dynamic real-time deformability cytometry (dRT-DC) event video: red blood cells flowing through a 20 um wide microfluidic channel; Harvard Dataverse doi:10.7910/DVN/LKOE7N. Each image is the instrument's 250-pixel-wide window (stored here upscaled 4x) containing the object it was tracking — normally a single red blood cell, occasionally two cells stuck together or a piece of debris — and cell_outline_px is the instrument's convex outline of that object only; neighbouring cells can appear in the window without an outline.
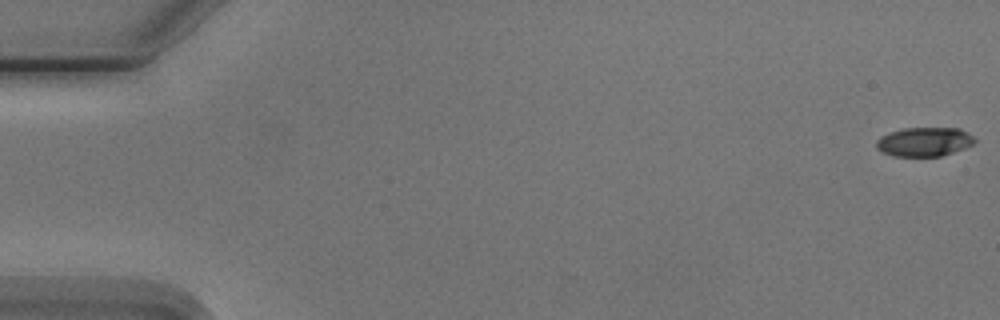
{"species": "Egyptian fruit bat (a non-hibernating species)", "species_latin": "Rousettus aegyptiacus", "temperature_condition": "cold", "stored_images_in_passage": 7, "camera_frame_rate_fps": 3000, "um_per_image_px": 0.085, "animal": {"sex": "male"}, "frame": {"image": 1, "passage_image": 1, "time_ms": 0.0, "image_size_px": [1000, 320], "cell_outline_px": [[976, 140], [972, 144], [964, 148], [940, 156], [892, 156], [876, 148], [876, 140], [880, 136], [888, 132], [904, 128], [960, 128], [972, 136]], "centroid_in_image_um": [78.52, 12.04], "position_along_channel_um": 6.5, "area_um2": 16.59}}
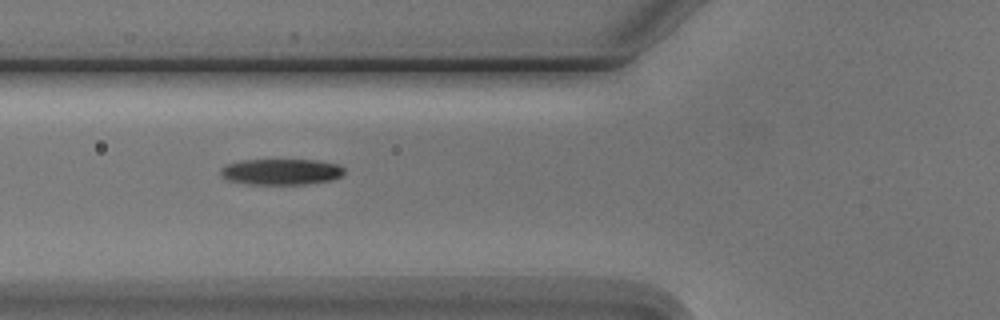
{"frame": {"image": 2, "passage_image": 6, "time_ms": 6.667, "image_size_px": [1000, 320], "cell_outline_px": [[344, 172], [340, 176], [332, 180], [308, 184], [244, 184], [228, 180], [220, 176], [220, 168], [228, 164], [244, 160], [316, 160], [336, 164], [344, 168]], "centroid_in_image_um": [23.87, 14.61], "position_along_channel_um": 101.9, "area_um2": 18.73}}
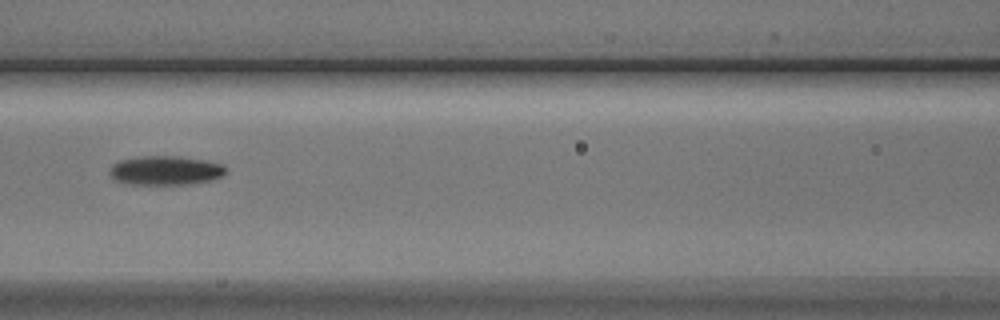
{"frame": {"image": 3, "passage_image": 7, "time_ms": 8.0, "image_size_px": [1000, 320], "cell_outline_px": [[224, 172], [220, 176], [208, 180], [188, 184], [132, 184], [116, 180], [108, 172], [112, 164], [120, 160], [140, 156], [176, 156], [204, 160], [220, 164], [224, 168]], "centroid_in_image_um": [13.99, 14.48], "position_along_channel_um": 152.6, "area_um2": 19.31}}